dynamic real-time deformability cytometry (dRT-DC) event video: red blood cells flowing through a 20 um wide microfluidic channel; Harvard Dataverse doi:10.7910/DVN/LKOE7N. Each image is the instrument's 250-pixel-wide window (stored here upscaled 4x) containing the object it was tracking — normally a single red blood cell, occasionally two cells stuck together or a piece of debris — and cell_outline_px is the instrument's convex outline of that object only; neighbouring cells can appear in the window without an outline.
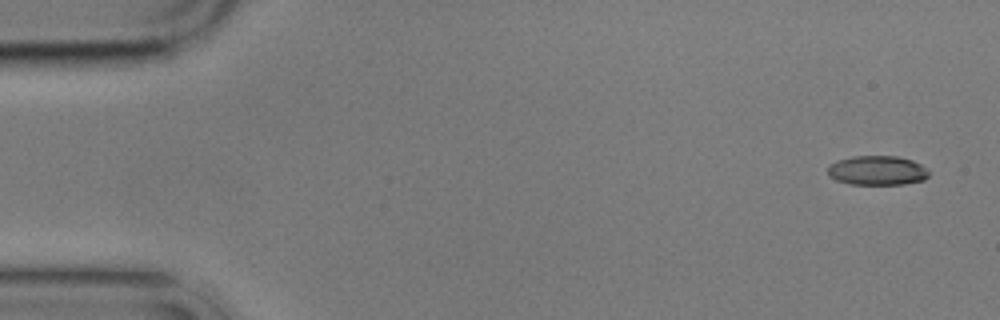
{"species": "common noctule bat (a hibernating species)", "species_latin": "Nyctalus noctula", "temperature_condition": "cold", "stored_images_in_passage": 5, "camera_frame_rate_fps": 3000, "um_per_image_px": 0.085, "animal": {"sex": "male", "body_mass_g": 17.9}, "frame": {"image": 1, "passage_image": 1, "time_ms": 0.0, "image_size_px": [1000, 320], "cell_outline_px": [[928, 176], [924, 180], [904, 184], [848, 184], [836, 180], [828, 176], [828, 164], [836, 160], [852, 156], [896, 156], [912, 160], [920, 164], [928, 172]], "centroid_in_image_um": [74.51, 14.49], "position_along_channel_um": 10.5, "area_um2": 17.4}}
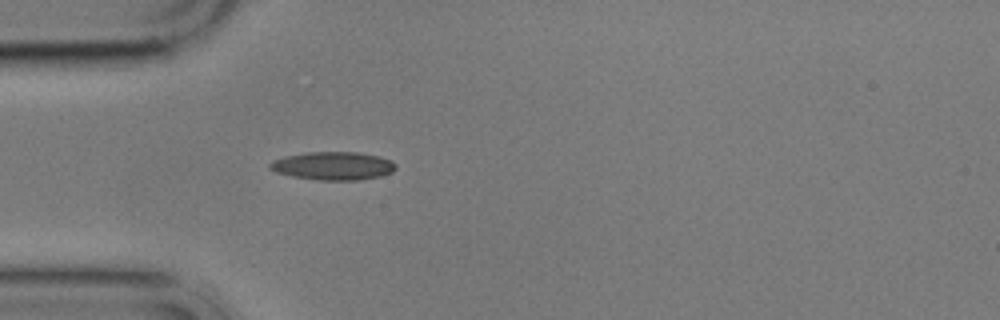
{"frame": {"image": 2, "passage_image": 5, "time_ms": 4.667, "image_size_px": [1000, 320], "cell_outline_px": [[396, 168], [392, 172], [380, 176], [360, 180], [320, 180], [292, 176], [276, 172], [268, 168], [268, 164], [272, 160], [284, 156], [308, 152], [356, 152], [380, 156], [392, 160], [396, 164]], "centroid_in_image_um": [28.31, 14.09], "position_along_channel_um": 56.7, "area_um2": 20.81}}